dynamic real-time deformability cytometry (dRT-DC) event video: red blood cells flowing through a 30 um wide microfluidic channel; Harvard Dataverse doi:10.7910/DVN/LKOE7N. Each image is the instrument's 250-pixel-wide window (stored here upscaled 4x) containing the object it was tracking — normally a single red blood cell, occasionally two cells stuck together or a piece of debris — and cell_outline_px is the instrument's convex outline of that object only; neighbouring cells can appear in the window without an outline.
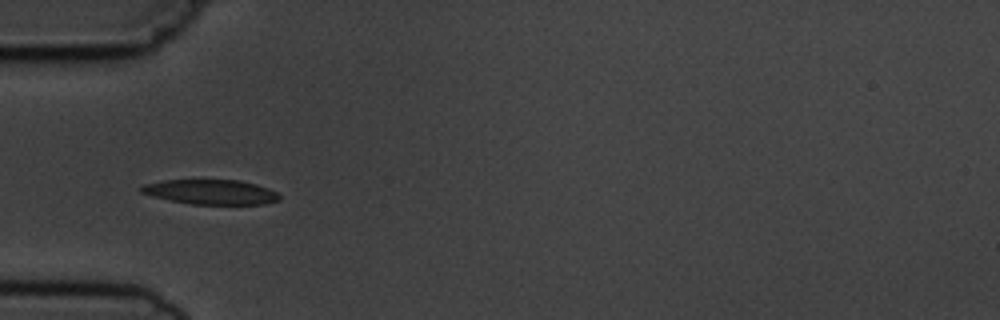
{"species": "common noctule bat (a hibernating species)", "species_latin": "Nyctalus noctula", "temperature_condition": "cold", "stored_images_in_passage": 6, "camera_frame_rate_fps": 3000, "um_per_image_px": 0.085, "animal": {"sex": "male", "body_mass_g": 19.5, "forearm_length_mm": 54.6}, "frame": {"image": 1, "passage_image": 4, "time_ms": 4.333, "image_size_px": [1000, 320], "cell_outline_px": [[280, 200], [268, 204], [192, 204], [152, 196], [140, 192], [136, 188], [144, 184], [164, 180], [200, 176], [240, 180], [256, 184], [268, 188], [276, 192], [280, 196]], "centroid_in_image_um": [17.88, 16.26], "position_along_channel_um": 67.1, "area_um2": 21.1}}
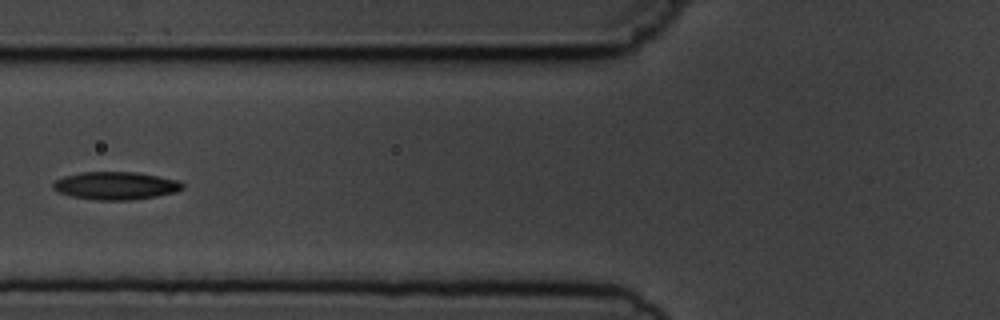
{"frame": {"image": 2, "passage_image": 5, "time_ms": 5.667, "image_size_px": [1000, 320], "cell_outline_px": [[184, 188], [176, 192], [156, 196], [132, 200], [96, 200], [72, 196], [60, 192], [52, 188], [52, 184], [56, 180], [64, 176], [84, 172], [136, 172], [180, 180], [184, 184]], "centroid_in_image_um": [9.87, 15.78], "position_along_channel_um": 115.9, "area_um2": 20.98}}
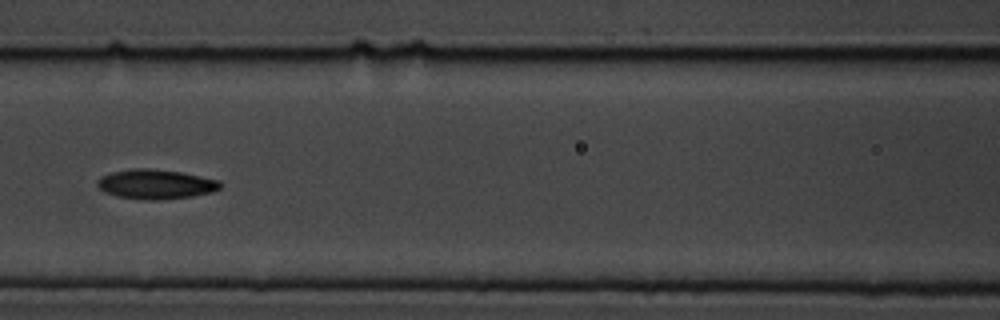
{"frame": {"image": 3, "passage_image": 6, "time_ms": 6.667, "image_size_px": [1000, 320], "cell_outline_px": [[220, 188], [212, 192], [192, 196], [156, 200], [148, 200], [116, 196], [104, 192], [96, 184], [96, 180], [100, 176], [112, 172], [132, 168], [148, 168], [180, 172], [220, 180]], "centroid_in_image_um": [13.2, 15.65], "position_along_channel_um": 153.4, "area_um2": 21.15}}